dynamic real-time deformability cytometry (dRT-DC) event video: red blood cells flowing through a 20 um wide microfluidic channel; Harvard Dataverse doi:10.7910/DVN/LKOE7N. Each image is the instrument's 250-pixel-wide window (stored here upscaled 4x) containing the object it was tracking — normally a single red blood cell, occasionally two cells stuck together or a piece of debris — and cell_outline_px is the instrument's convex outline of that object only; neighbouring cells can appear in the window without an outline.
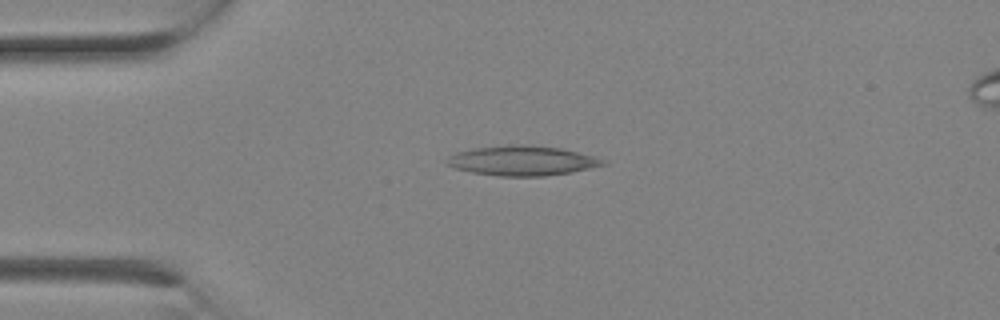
{"species": "Egyptian fruit bat (a non-hibernating species)", "species_latin": "Rousettus aegyptiacus", "temperature_condition": "room temperature", "stored_images_in_passage": 2, "camera_frame_rate_fps": 3000, "um_per_image_px": 0.085, "animal": {"sex": "female"}, "frame": {"image": 1, "passage_image": 2, "time_ms": 0.333, "image_size_px": [1000, 320], "cell_outline_px": [[608, 164], [568, 172], [544, 176], [500, 176], [472, 172], [456, 168], [444, 164], [444, 160], [448, 156], [456, 152], [476, 148], [508, 144], [512, 144], [560, 148], [592, 156], [604, 160]], "centroid_in_image_um": [44.3, 13.66], "position_along_channel_um": 40.7, "area_um2": 26.7}}